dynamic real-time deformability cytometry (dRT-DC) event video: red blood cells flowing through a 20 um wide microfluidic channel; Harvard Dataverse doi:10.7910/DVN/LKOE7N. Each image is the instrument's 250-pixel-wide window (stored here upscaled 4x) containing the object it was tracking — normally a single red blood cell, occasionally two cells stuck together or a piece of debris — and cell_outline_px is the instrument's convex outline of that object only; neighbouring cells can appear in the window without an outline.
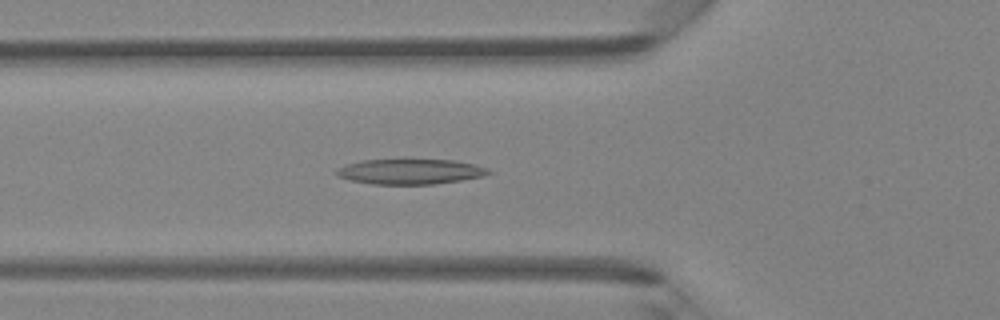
{"species": "Egyptian fruit bat (a non-hibernating species)", "species_latin": "Rousettus aegyptiacus", "temperature_condition": "room temperature", "stored_images_in_passage": 35, "camera_frame_rate_fps": 3000, "um_per_image_px": 0.085, "animal": {"sex": "female"}, "frame": {"image": 1, "passage_image": 7, "time_ms": 2.0, "image_size_px": [1000, 320], "cell_outline_px": [[492, 172], [480, 176], [460, 180], [432, 184], [372, 184], [348, 180], [336, 176], [332, 172], [344, 164], [360, 160], [404, 156], [452, 160], [472, 164], [488, 168]], "centroid_in_image_um": [34.73, 14.52], "position_along_channel_um": 91.1, "area_um2": 23.58}}
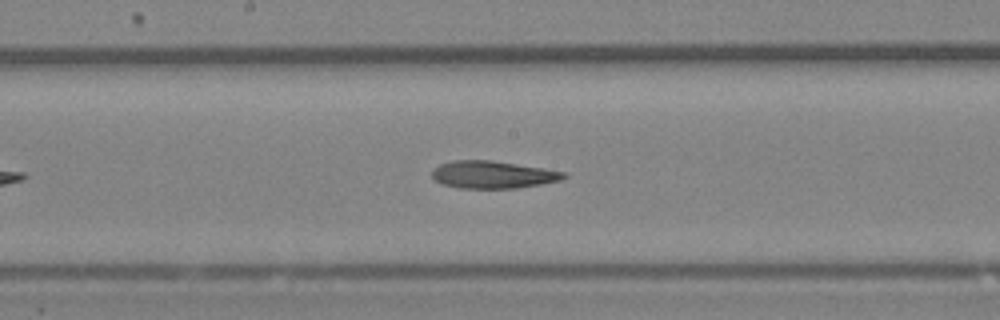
{"frame": {"image": 2, "passage_image": 15, "time_ms": 4.667, "image_size_px": [1000, 320], "cell_outline_px": [[568, 176], [560, 180], [540, 184], [516, 188], [460, 188], [440, 184], [432, 176], [432, 168], [440, 164], [452, 160], [492, 160], [544, 168], [568, 172]], "centroid_in_image_um": [41.88, 14.84], "position_along_channel_um": 206.3, "area_um2": 21.21}}
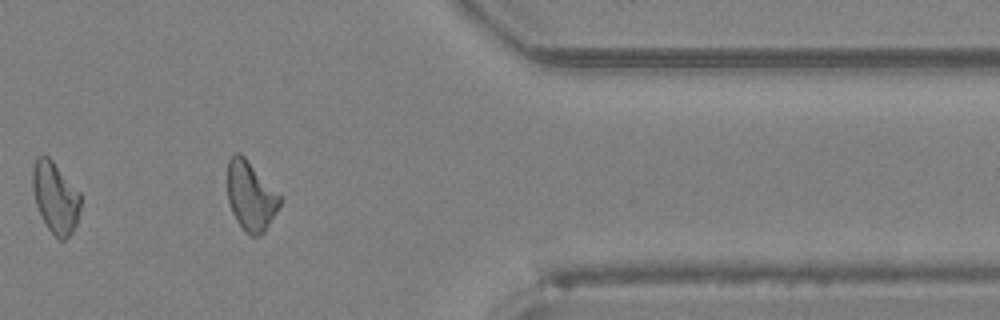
{"frame": {"image": 3, "passage_image": 29, "time_ms": 9.333, "image_size_px": [1000, 320], "cell_outline_px": [[80, 208], [76, 224], [72, 232], [64, 240], [60, 240], [48, 228], [36, 204], [32, 188], [32, 168], [36, 156], [48, 156], [52, 160], [80, 192]], "centroid_in_image_um": [4.7, 16.75], "position_along_channel_um": 406.7, "area_um2": 19.71}, "authors_computed_cell_mechanics": {"area_um2": 21.5594, "velocity_mm_per_s": 4.3456, "shape_relaxation_time_tau1_ms": null, "shape_relaxation_time_tau2_ms": 5.8082, "deformation_change_tau1": null, "deformation_change_tau2": 0.1821}}